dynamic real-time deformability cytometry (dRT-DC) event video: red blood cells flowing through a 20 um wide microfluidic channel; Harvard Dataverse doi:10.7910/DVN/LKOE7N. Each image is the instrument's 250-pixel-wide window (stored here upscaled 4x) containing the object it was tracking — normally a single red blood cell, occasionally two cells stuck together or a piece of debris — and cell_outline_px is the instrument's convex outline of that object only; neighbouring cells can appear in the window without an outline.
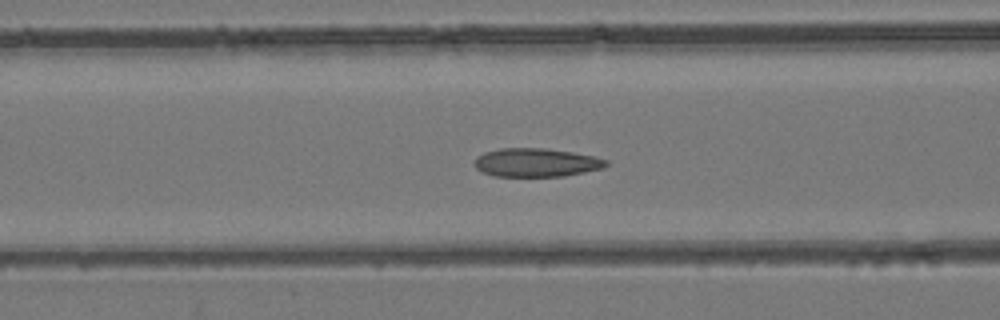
{"species": "common noctule bat (a hibernating species)", "species_latin": "Nyctalus noctula", "temperature_condition": "room temperature", "stored_images_in_passage": 54, "camera_frame_rate_fps": 3000, "um_per_image_px": 0.085, "animal": {"sex": "female", "body_mass_g": 24.6, "forearm_length_mm": 56.2}, "frame": {"image": 1, "passage_image": 22, "time_ms": 7.0, "image_size_px": [1000, 320], "cell_outline_px": [[608, 164], [604, 168], [564, 176], [496, 176], [484, 172], [476, 168], [476, 156], [484, 152], [500, 148], [544, 148], [572, 152], [596, 156], [608, 160]], "centroid_in_image_um": [45.62, 13.81], "position_along_channel_um": 121.0, "area_um2": 21.85}}
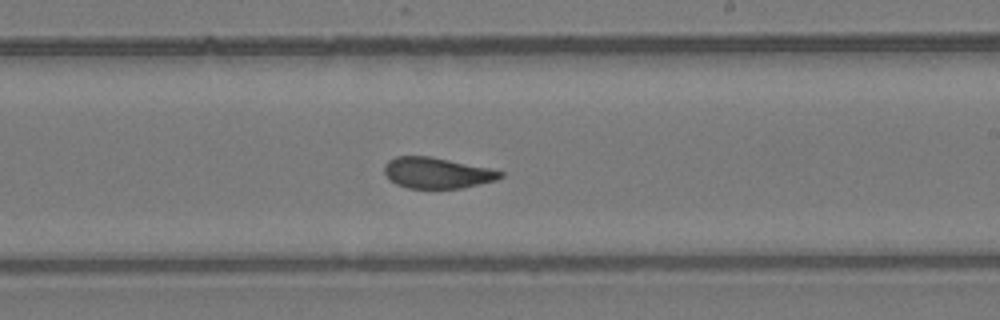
{"frame": {"image": 2, "passage_image": 32, "time_ms": 10.333, "image_size_px": [1000, 320], "cell_outline_px": [[504, 176], [496, 180], [460, 188], [408, 188], [396, 184], [388, 180], [384, 172], [384, 164], [388, 160], [396, 156], [428, 156], [488, 168], [504, 172]], "centroid_in_image_um": [37.09, 14.7], "position_along_channel_um": 251.9, "area_um2": 20.75}}
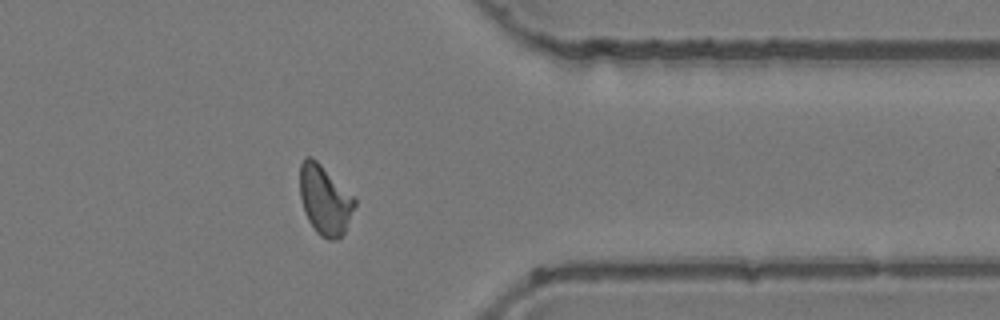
{"frame": {"image": 3, "passage_image": 43, "time_ms": 14.0, "image_size_px": [1000, 320], "cell_outline_px": [[356, 204], [344, 232], [336, 240], [328, 240], [320, 236], [316, 232], [308, 220], [304, 212], [300, 196], [300, 164], [304, 156], [312, 156], [356, 200]], "centroid_in_image_um": [27.57, 17.01], "position_along_channel_um": 383.8, "area_um2": 21.91}}